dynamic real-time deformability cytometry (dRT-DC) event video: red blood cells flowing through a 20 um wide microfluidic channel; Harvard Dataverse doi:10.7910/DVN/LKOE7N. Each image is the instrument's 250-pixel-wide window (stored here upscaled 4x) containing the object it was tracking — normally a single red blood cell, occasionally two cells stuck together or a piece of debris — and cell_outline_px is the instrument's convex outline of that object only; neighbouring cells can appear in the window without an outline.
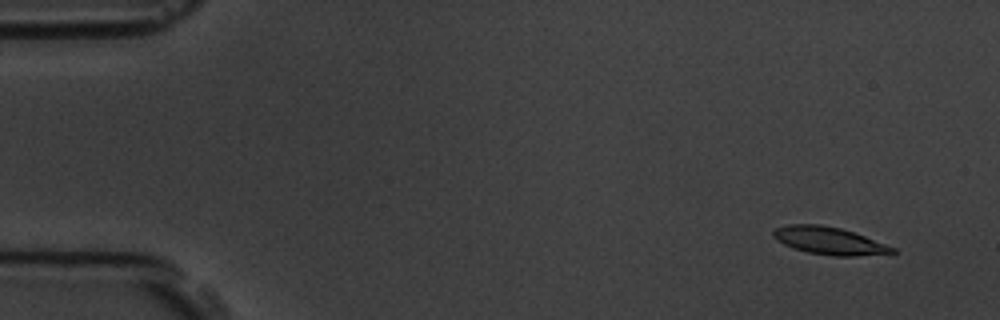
{"species": "common noctule bat (a hibernating species)", "species_latin": "Nyctalus noctula", "temperature_condition": "room temperature", "stored_images_in_passage": 7, "camera_frame_rate_fps": 3000, "um_per_image_px": 0.085, "animal": {"sex": "male", "body_mass_g": 19.5, "forearm_length_mm": 54.6}, "frame": {"image": 1, "passage_image": 1, "time_ms": 0.0, "image_size_px": [1000, 320], "cell_outline_px": [[896, 252], [892, 256], [832, 256], [808, 252], [792, 248], [776, 240], [772, 236], [772, 232], [776, 228], [788, 224], [820, 224], [840, 228], [864, 236], [896, 248]], "centroid_in_image_um": [70.55, 20.49], "position_along_channel_um": 14.4, "area_um2": 19.48}}
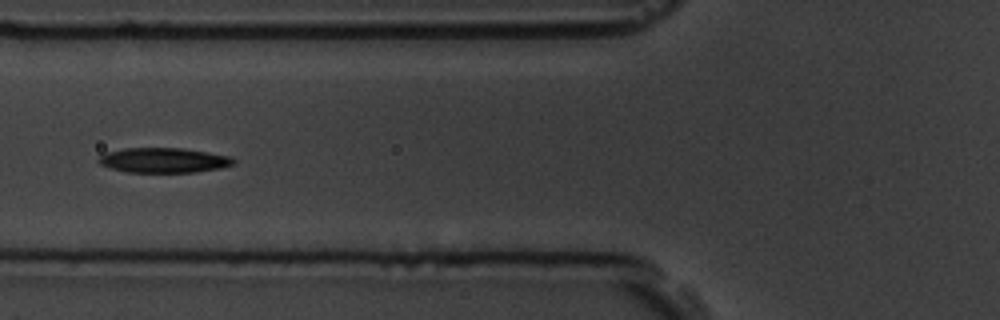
{"frame": {"image": 2, "passage_image": 6, "time_ms": 5.667, "image_size_px": [1000, 320], "cell_outline_px": [[236, 164], [220, 168], [196, 172], [124, 172], [100, 164], [96, 160], [104, 152], [124, 148], [184, 148], [232, 156], [236, 160]], "centroid_in_image_um": [13.93, 13.61], "position_along_channel_um": 111.9, "area_um2": 19.83}}
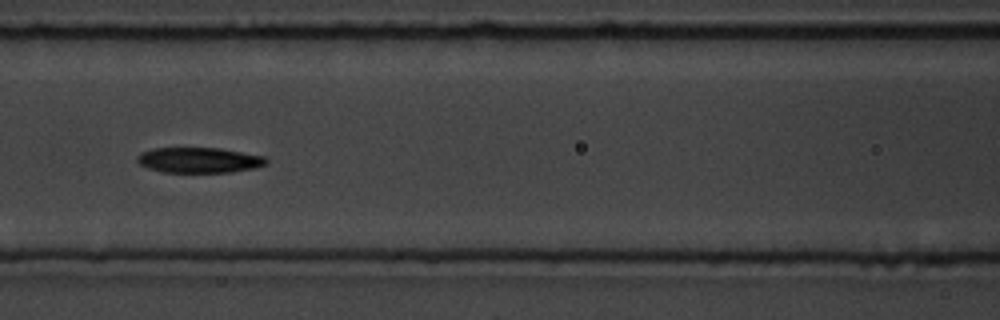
{"frame": {"image": 3, "passage_image": 7, "time_ms": 6.667, "image_size_px": [1000, 320], "cell_outline_px": [[268, 164], [256, 168], [232, 172], [164, 172], [148, 168], [140, 164], [136, 160], [136, 156], [140, 152], [152, 148], [220, 148], [264, 156], [268, 160]], "centroid_in_image_um": [16.93, 13.61], "position_along_channel_um": 149.7, "area_um2": 19.25}}